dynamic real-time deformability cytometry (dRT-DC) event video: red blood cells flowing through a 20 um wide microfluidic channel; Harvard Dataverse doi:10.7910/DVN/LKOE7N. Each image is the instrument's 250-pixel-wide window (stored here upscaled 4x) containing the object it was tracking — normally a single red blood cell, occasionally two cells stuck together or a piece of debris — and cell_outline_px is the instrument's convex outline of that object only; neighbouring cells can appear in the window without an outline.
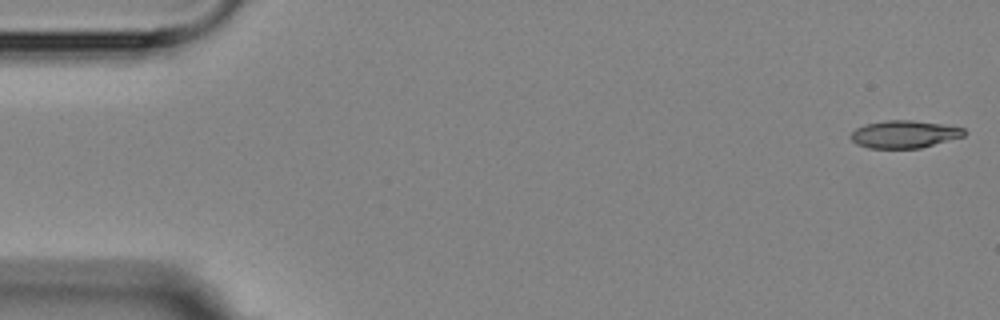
{"species": "Egyptian fruit bat (a non-hibernating species)", "species_latin": "Rousettus aegyptiacus", "temperature_condition": "room temperature", "stored_images_in_passage": 4, "camera_frame_rate_fps": 3000, "um_per_image_px": 0.085, "animal": {"sex": "female"}, "frame": {"image": 1, "passage_image": 1, "time_ms": 0.0, "image_size_px": [1000, 320], "cell_outline_px": [[968, 132], [964, 136], [920, 148], [868, 148], [856, 144], [848, 136], [856, 128], [864, 124], [884, 120], [912, 120], [940, 124], [964, 128]], "centroid_in_image_um": [76.83, 11.41], "position_along_channel_um": 8.2, "area_um2": 18.26}}
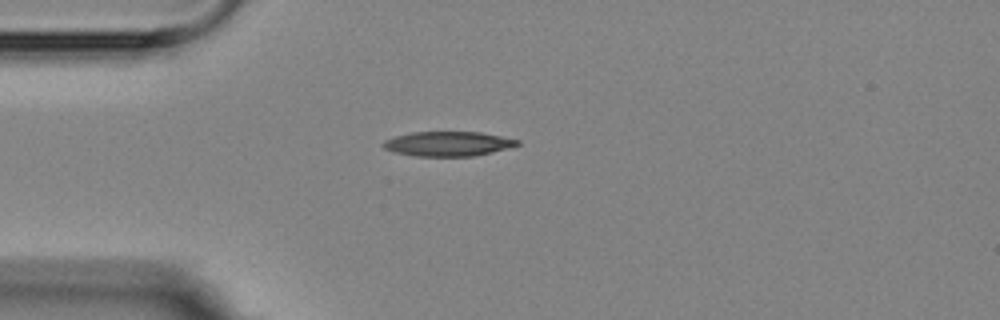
{"frame": {"image": 2, "passage_image": 4, "time_ms": 4.333, "image_size_px": [1000, 320], "cell_outline_px": [[520, 144], [492, 152], [472, 156], [416, 156], [392, 152], [384, 148], [380, 144], [384, 140], [396, 136], [412, 132], [480, 132], [520, 140]], "centroid_in_image_um": [38.03, 12.22], "position_along_channel_um": 47.0, "area_um2": 19.19}}